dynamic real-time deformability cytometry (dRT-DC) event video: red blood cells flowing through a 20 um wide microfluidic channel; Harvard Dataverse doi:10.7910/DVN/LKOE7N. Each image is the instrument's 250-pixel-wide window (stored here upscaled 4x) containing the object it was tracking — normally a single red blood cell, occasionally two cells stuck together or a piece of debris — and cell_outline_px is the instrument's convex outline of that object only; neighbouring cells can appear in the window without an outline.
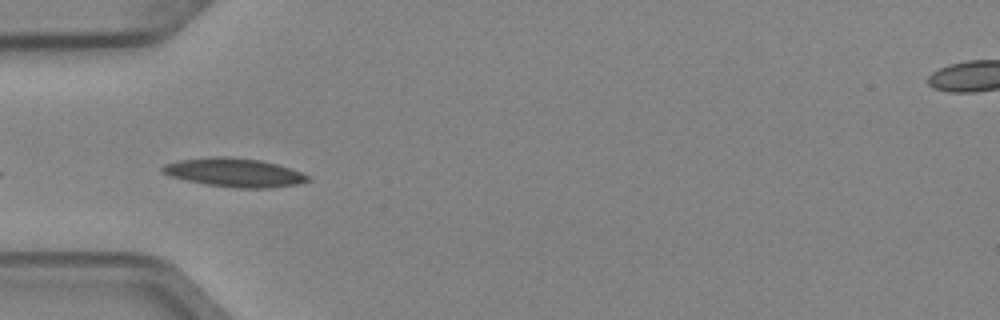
{"species": "Egyptian fruit bat (a non-hibernating species)", "species_latin": "Rousettus aegyptiacus", "temperature_condition": "cold", "stored_images_in_passage": 6, "camera_frame_rate_fps": 3000, "um_per_image_px": 0.085, "animal": {"sex": "female"}, "frame": {"image": 1, "passage_image": 5, "time_ms": 1.333, "image_size_px": [1000, 320], "cell_outline_px": [[312, 180], [296, 184], [272, 188], [236, 188], [204, 184], [172, 176], [160, 172], [160, 168], [164, 164], [176, 160], [212, 156], [224, 156], [260, 160], [276, 164], [300, 172], [308, 176]], "centroid_in_image_um": [19.87, 14.66], "position_along_channel_um": 65.1, "area_um2": 24.28}}
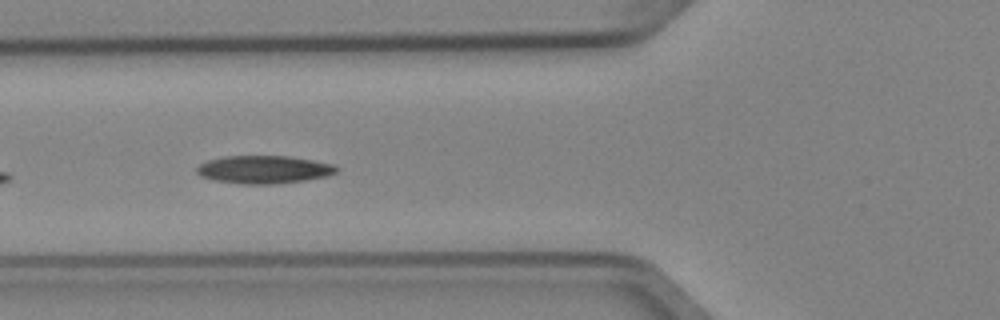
{"frame": {"image": 2, "passage_image": 6, "time_ms": 1.667, "image_size_px": [1000, 320], "cell_outline_px": [[340, 168], [336, 172], [328, 176], [304, 180], [276, 184], [240, 184], [212, 180], [200, 176], [196, 172], [196, 168], [200, 164], [208, 160], [224, 156], [288, 156], [312, 160], [332, 164]], "centroid_in_image_um": [22.41, 14.41], "position_along_channel_um": 103.4, "area_um2": 22.83}}